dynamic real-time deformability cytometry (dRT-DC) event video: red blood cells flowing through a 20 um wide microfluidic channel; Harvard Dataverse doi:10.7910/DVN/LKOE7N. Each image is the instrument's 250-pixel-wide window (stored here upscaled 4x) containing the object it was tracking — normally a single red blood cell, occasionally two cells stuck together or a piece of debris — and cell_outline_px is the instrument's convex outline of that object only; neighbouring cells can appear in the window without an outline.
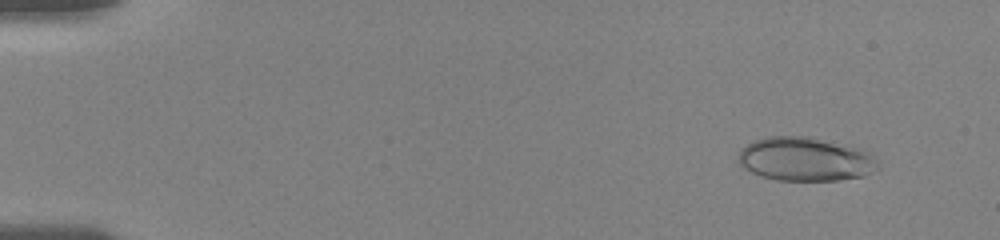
{"species": "human", "species_latin": "Homo sapiens", "temperature_condition": "room temperature", "stored_images_in_passage": 28, "camera_frame_rate_fps": 3000, "um_per_image_px": 0.085, "donor": {"sex": "female"}, "frame": {"image": 1, "passage_image": 3, "time_ms": 1.333, "image_size_px": [1000, 240], "cell_outline_px": [[880, 168], [864, 176], [836, 180], [776, 180], [760, 176], [744, 168], [736, 160], [740, 148], [752, 140], [768, 136], [808, 136], [864, 148], [880, 164]], "centroid_in_image_um": [68.44, 13.51], "position_along_channel_um": 16.6, "area_um2": 36.18}}
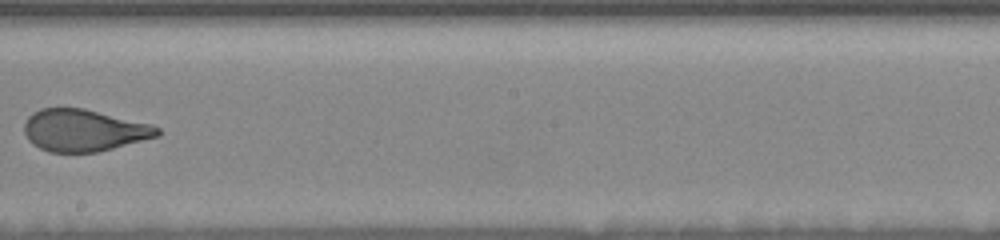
{"frame": {"image": 2, "passage_image": 15, "time_ms": 10.667, "image_size_px": [1000, 240], "cell_outline_px": [[160, 136], [96, 152], [48, 152], [32, 144], [28, 140], [24, 132], [24, 124], [28, 116], [32, 112], [40, 108], [84, 108], [152, 124], [160, 128]], "centroid_in_image_um": [7.11, 11.07], "position_along_channel_um": 241.1, "area_um2": 32.71}}
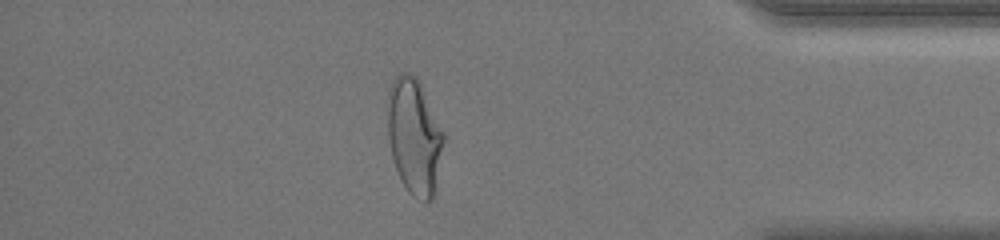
{"frame": {"image": 3, "passage_image": 24, "time_ms": 15.667, "image_size_px": [1000, 240], "cell_outline_px": [[444, 140], [432, 200], [424, 200], [412, 196], [408, 192], [400, 180], [392, 156], [388, 140], [388, 88], [392, 80], [400, 72], [404, 72], [416, 76], [444, 132]], "centroid_in_image_um": [35.19, 11.57], "position_along_channel_um": 400.0, "area_um2": 37.45}, "authors_computed_cell_mechanics": {"area_um2": 35.258, "velocity_mm_per_s": 3.7071, "shape_relaxation_time_tau1_ms": 8.0471, "shape_relaxation_time_tau2_ms": null, "deformation_change_tau1": 0.2199, "deformation_change_tau2": null}}